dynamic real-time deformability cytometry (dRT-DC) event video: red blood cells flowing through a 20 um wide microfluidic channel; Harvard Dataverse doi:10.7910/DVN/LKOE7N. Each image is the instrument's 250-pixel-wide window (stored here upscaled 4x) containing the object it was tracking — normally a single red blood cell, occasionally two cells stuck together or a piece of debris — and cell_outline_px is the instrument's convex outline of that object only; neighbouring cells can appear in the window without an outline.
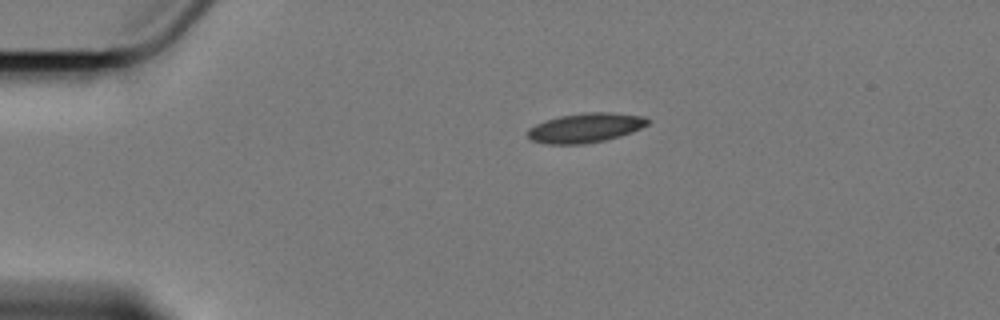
{"species": "Egyptian fruit bat (a non-hibernating species)", "species_latin": "Rousettus aegyptiacus", "temperature_condition": "cold", "stored_images_in_passage": 2, "camera_frame_rate_fps": 3000, "um_per_image_px": 0.085, "animal": {"sex": "female"}, "frame": {"image": 1, "passage_image": 1, "time_ms": 0.0, "image_size_px": [1000, 320], "cell_outline_px": [[652, 120], [648, 124], [632, 132], [620, 136], [604, 140], [584, 144], [544, 144], [532, 140], [528, 136], [528, 128], [544, 120], [560, 116], [584, 112], [612, 112], [644, 116]], "centroid_in_image_um": [49.78, 10.85], "position_along_channel_um": 35.2, "area_um2": 20.75}}